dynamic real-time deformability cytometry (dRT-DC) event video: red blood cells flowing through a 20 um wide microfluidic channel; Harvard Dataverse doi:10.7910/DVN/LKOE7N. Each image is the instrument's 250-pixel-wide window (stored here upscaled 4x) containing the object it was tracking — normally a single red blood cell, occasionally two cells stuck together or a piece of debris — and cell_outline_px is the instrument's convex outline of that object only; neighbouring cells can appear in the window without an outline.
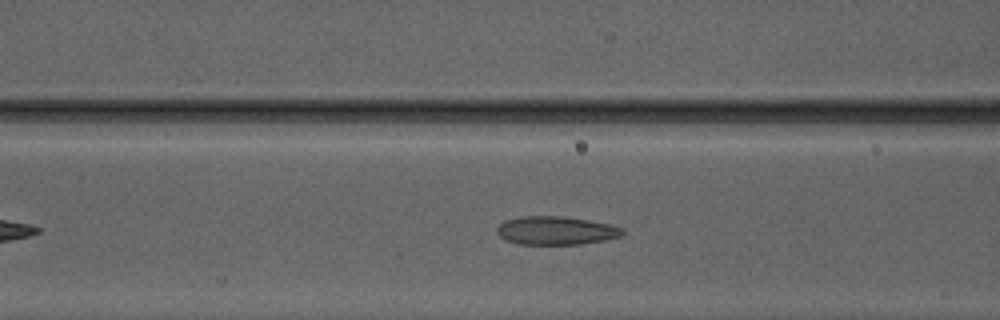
{"species": "Egyptian fruit bat (a non-hibernating species)", "species_latin": "Rousettus aegyptiacus", "temperature_condition": "warm", "stored_images_in_passage": 37, "camera_frame_rate_fps": 3000, "um_per_image_px": 0.085, "animal": {"sex": "male"}, "frame": {"image": 1, "passage_image": 11, "time_ms": 3.333, "image_size_px": [1000, 320], "cell_outline_px": [[624, 232], [620, 236], [604, 240], [580, 244], [520, 244], [504, 240], [496, 232], [496, 228], [504, 220], [520, 216], [564, 216], [588, 220], [608, 224], [624, 228]], "centroid_in_image_um": [47.22, 19.59], "position_along_channel_um": 119.4, "area_um2": 20.81}}
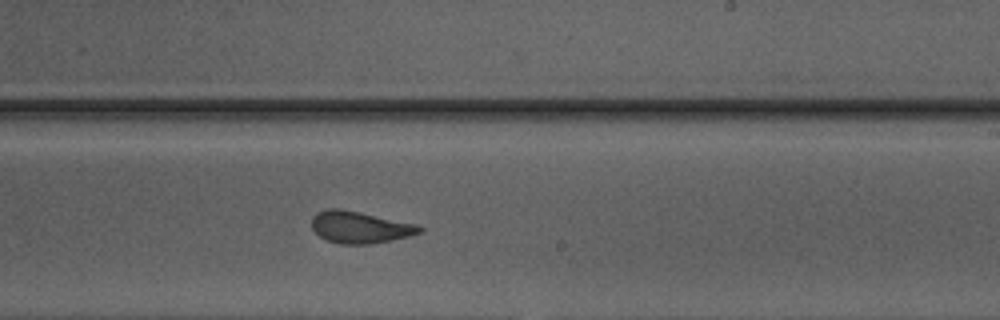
{"frame": {"image": 2, "passage_image": 21, "time_ms": 6.667, "image_size_px": [1000, 320], "cell_outline_px": [[424, 232], [392, 240], [372, 244], [340, 244], [328, 240], [320, 236], [312, 228], [312, 216], [316, 212], [328, 208], [340, 208], [360, 212], [416, 224], [424, 228]], "centroid_in_image_um": [30.59, 19.31], "position_along_channel_um": 258.4, "area_um2": 20.06}}
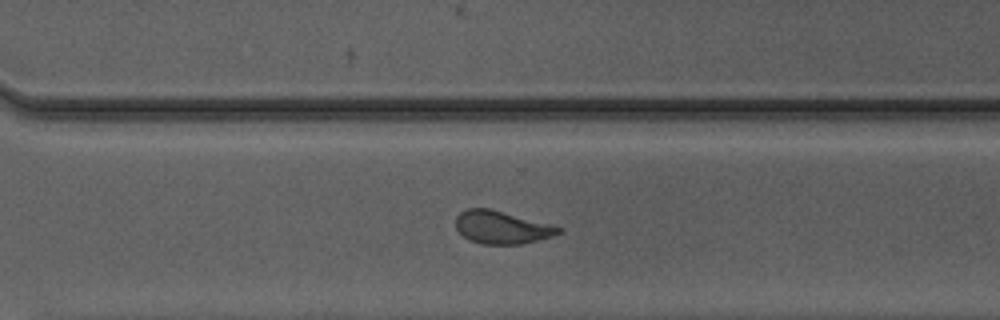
{"frame": {"image": 3, "passage_image": 26, "time_ms": 8.333, "image_size_px": [1000, 320], "cell_outline_px": [[564, 228], [560, 232], [552, 236], [520, 244], [484, 244], [468, 240], [456, 228], [456, 216], [460, 212], [468, 208], [488, 208]], "centroid_in_image_um": [42.61, 19.32], "position_along_channel_um": 328.0, "area_um2": 19.31}, "authors_computed_cell_mechanics": {"area_um2": 20.0566, "velocity_mm_per_s": 4.1883, "shape_relaxation_time_tau1_ms": 6.992, "shape_relaxation_time_tau2_ms": 1.2934, "deformation_change_tau1": 0.188, "deformation_change_tau2": 0.0826}}